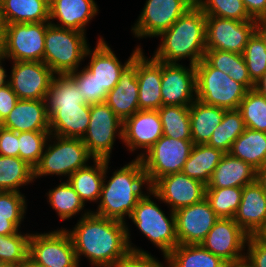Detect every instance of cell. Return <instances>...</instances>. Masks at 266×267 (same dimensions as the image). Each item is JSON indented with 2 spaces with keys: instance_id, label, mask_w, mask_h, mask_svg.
Listing matches in <instances>:
<instances>
[{
  "instance_id": "1f68e13d",
  "label": "cell",
  "mask_w": 266,
  "mask_h": 267,
  "mask_svg": "<svg viewBox=\"0 0 266 267\" xmlns=\"http://www.w3.org/2000/svg\"><path fill=\"white\" fill-rule=\"evenodd\" d=\"M94 164V167L86 166L78 169L67 179L84 204L88 200L97 201L101 195L105 173V159H94Z\"/></svg>"
},
{
  "instance_id": "681fc988",
  "label": "cell",
  "mask_w": 266,
  "mask_h": 267,
  "mask_svg": "<svg viewBox=\"0 0 266 267\" xmlns=\"http://www.w3.org/2000/svg\"><path fill=\"white\" fill-rule=\"evenodd\" d=\"M246 244L248 252L245 259L254 267H266V245L256 236H249Z\"/></svg>"
},
{
  "instance_id": "5bb4252c",
  "label": "cell",
  "mask_w": 266,
  "mask_h": 267,
  "mask_svg": "<svg viewBox=\"0 0 266 267\" xmlns=\"http://www.w3.org/2000/svg\"><path fill=\"white\" fill-rule=\"evenodd\" d=\"M195 0H147L132 27L133 33L140 37H156L171 25L194 4Z\"/></svg>"
},
{
  "instance_id": "7a4b0ae2",
  "label": "cell",
  "mask_w": 266,
  "mask_h": 267,
  "mask_svg": "<svg viewBox=\"0 0 266 267\" xmlns=\"http://www.w3.org/2000/svg\"><path fill=\"white\" fill-rule=\"evenodd\" d=\"M163 37L154 59L165 63L190 59L196 66L205 56L206 51V15L195 3L182 14L169 29L161 32Z\"/></svg>"
},
{
  "instance_id": "4fadbf2b",
  "label": "cell",
  "mask_w": 266,
  "mask_h": 267,
  "mask_svg": "<svg viewBox=\"0 0 266 267\" xmlns=\"http://www.w3.org/2000/svg\"><path fill=\"white\" fill-rule=\"evenodd\" d=\"M206 186L181 171L159 178L151 187H147V190L157 199L169 204L175 212L202 201L205 198Z\"/></svg>"
},
{
  "instance_id": "6f0895ef",
  "label": "cell",
  "mask_w": 266,
  "mask_h": 267,
  "mask_svg": "<svg viewBox=\"0 0 266 267\" xmlns=\"http://www.w3.org/2000/svg\"><path fill=\"white\" fill-rule=\"evenodd\" d=\"M254 89L266 97V72L255 82Z\"/></svg>"
},
{
  "instance_id": "277c9868",
  "label": "cell",
  "mask_w": 266,
  "mask_h": 267,
  "mask_svg": "<svg viewBox=\"0 0 266 267\" xmlns=\"http://www.w3.org/2000/svg\"><path fill=\"white\" fill-rule=\"evenodd\" d=\"M85 33L49 24L46 28L43 62L56 75L78 70L88 49Z\"/></svg>"
},
{
  "instance_id": "8992f818",
  "label": "cell",
  "mask_w": 266,
  "mask_h": 267,
  "mask_svg": "<svg viewBox=\"0 0 266 267\" xmlns=\"http://www.w3.org/2000/svg\"><path fill=\"white\" fill-rule=\"evenodd\" d=\"M193 145L192 140H178L163 135L147 154L137 156L143 163L148 186L151 187L163 176L181 172Z\"/></svg>"
},
{
  "instance_id": "680465c9",
  "label": "cell",
  "mask_w": 266,
  "mask_h": 267,
  "mask_svg": "<svg viewBox=\"0 0 266 267\" xmlns=\"http://www.w3.org/2000/svg\"><path fill=\"white\" fill-rule=\"evenodd\" d=\"M2 59L4 60L5 58L3 56H0V63H2ZM1 65L2 64H0V88L4 87L9 83V81H5L7 75L5 69Z\"/></svg>"
},
{
  "instance_id": "ab89813d",
  "label": "cell",
  "mask_w": 266,
  "mask_h": 267,
  "mask_svg": "<svg viewBox=\"0 0 266 267\" xmlns=\"http://www.w3.org/2000/svg\"><path fill=\"white\" fill-rule=\"evenodd\" d=\"M238 110L248 129L266 133V97L254 88L248 90Z\"/></svg>"
},
{
  "instance_id": "f35d334b",
  "label": "cell",
  "mask_w": 266,
  "mask_h": 267,
  "mask_svg": "<svg viewBox=\"0 0 266 267\" xmlns=\"http://www.w3.org/2000/svg\"><path fill=\"white\" fill-rule=\"evenodd\" d=\"M205 198L219 218L234 219L242 199V188H206Z\"/></svg>"
},
{
  "instance_id": "d6986e66",
  "label": "cell",
  "mask_w": 266,
  "mask_h": 267,
  "mask_svg": "<svg viewBox=\"0 0 266 267\" xmlns=\"http://www.w3.org/2000/svg\"><path fill=\"white\" fill-rule=\"evenodd\" d=\"M137 71L138 53L121 71L118 83L104 101L122 122L139 111Z\"/></svg>"
},
{
  "instance_id": "4dcf8cb0",
  "label": "cell",
  "mask_w": 266,
  "mask_h": 267,
  "mask_svg": "<svg viewBox=\"0 0 266 267\" xmlns=\"http://www.w3.org/2000/svg\"><path fill=\"white\" fill-rule=\"evenodd\" d=\"M164 258L168 267H223L227 264L201 244H178Z\"/></svg>"
},
{
  "instance_id": "ac0fdd59",
  "label": "cell",
  "mask_w": 266,
  "mask_h": 267,
  "mask_svg": "<svg viewBox=\"0 0 266 267\" xmlns=\"http://www.w3.org/2000/svg\"><path fill=\"white\" fill-rule=\"evenodd\" d=\"M174 214L179 244H200L219 220L206 198L178 209Z\"/></svg>"
},
{
  "instance_id": "f6af8a7d",
  "label": "cell",
  "mask_w": 266,
  "mask_h": 267,
  "mask_svg": "<svg viewBox=\"0 0 266 267\" xmlns=\"http://www.w3.org/2000/svg\"><path fill=\"white\" fill-rule=\"evenodd\" d=\"M243 57L251 80L257 82L266 72V47L256 33L249 39Z\"/></svg>"
},
{
  "instance_id": "a7ac6f4b",
  "label": "cell",
  "mask_w": 266,
  "mask_h": 267,
  "mask_svg": "<svg viewBox=\"0 0 266 267\" xmlns=\"http://www.w3.org/2000/svg\"><path fill=\"white\" fill-rule=\"evenodd\" d=\"M3 121H4V119L0 115V127H3Z\"/></svg>"
},
{
  "instance_id": "f546056e",
  "label": "cell",
  "mask_w": 266,
  "mask_h": 267,
  "mask_svg": "<svg viewBox=\"0 0 266 267\" xmlns=\"http://www.w3.org/2000/svg\"><path fill=\"white\" fill-rule=\"evenodd\" d=\"M224 154L222 150L207 144H194L182 172L207 185Z\"/></svg>"
},
{
  "instance_id": "94428289",
  "label": "cell",
  "mask_w": 266,
  "mask_h": 267,
  "mask_svg": "<svg viewBox=\"0 0 266 267\" xmlns=\"http://www.w3.org/2000/svg\"><path fill=\"white\" fill-rule=\"evenodd\" d=\"M263 244L266 245V226L255 235Z\"/></svg>"
},
{
  "instance_id": "d6a6232c",
  "label": "cell",
  "mask_w": 266,
  "mask_h": 267,
  "mask_svg": "<svg viewBox=\"0 0 266 267\" xmlns=\"http://www.w3.org/2000/svg\"><path fill=\"white\" fill-rule=\"evenodd\" d=\"M229 153L259 169L266 163V133L246 128L233 142Z\"/></svg>"
},
{
  "instance_id": "9a60e30c",
  "label": "cell",
  "mask_w": 266,
  "mask_h": 267,
  "mask_svg": "<svg viewBox=\"0 0 266 267\" xmlns=\"http://www.w3.org/2000/svg\"><path fill=\"white\" fill-rule=\"evenodd\" d=\"M9 84L21 100H45L54 76L52 70L37 61H13Z\"/></svg>"
},
{
  "instance_id": "7dc6e473",
  "label": "cell",
  "mask_w": 266,
  "mask_h": 267,
  "mask_svg": "<svg viewBox=\"0 0 266 267\" xmlns=\"http://www.w3.org/2000/svg\"><path fill=\"white\" fill-rule=\"evenodd\" d=\"M21 192L0 191V217L7 218L19 228L24 218L26 201Z\"/></svg>"
},
{
  "instance_id": "f1b7e54d",
  "label": "cell",
  "mask_w": 266,
  "mask_h": 267,
  "mask_svg": "<svg viewBox=\"0 0 266 267\" xmlns=\"http://www.w3.org/2000/svg\"><path fill=\"white\" fill-rule=\"evenodd\" d=\"M224 108L206 105L195 100L189 106L193 144H207L215 129L221 124Z\"/></svg>"
},
{
  "instance_id": "91938a15",
  "label": "cell",
  "mask_w": 266,
  "mask_h": 267,
  "mask_svg": "<svg viewBox=\"0 0 266 267\" xmlns=\"http://www.w3.org/2000/svg\"><path fill=\"white\" fill-rule=\"evenodd\" d=\"M18 267H45V266H42V265L37 264L36 262H34L32 259H30L28 257Z\"/></svg>"
},
{
  "instance_id": "f907efd6",
  "label": "cell",
  "mask_w": 266,
  "mask_h": 267,
  "mask_svg": "<svg viewBox=\"0 0 266 267\" xmlns=\"http://www.w3.org/2000/svg\"><path fill=\"white\" fill-rule=\"evenodd\" d=\"M18 133L0 127V155L9 157H19Z\"/></svg>"
},
{
  "instance_id": "e575fe53",
  "label": "cell",
  "mask_w": 266,
  "mask_h": 267,
  "mask_svg": "<svg viewBox=\"0 0 266 267\" xmlns=\"http://www.w3.org/2000/svg\"><path fill=\"white\" fill-rule=\"evenodd\" d=\"M34 180V168L19 157L0 155V191H15Z\"/></svg>"
},
{
  "instance_id": "e7e4bbea",
  "label": "cell",
  "mask_w": 266,
  "mask_h": 267,
  "mask_svg": "<svg viewBox=\"0 0 266 267\" xmlns=\"http://www.w3.org/2000/svg\"><path fill=\"white\" fill-rule=\"evenodd\" d=\"M4 30H0V56H2V34Z\"/></svg>"
},
{
  "instance_id": "e0dca14e",
  "label": "cell",
  "mask_w": 266,
  "mask_h": 267,
  "mask_svg": "<svg viewBox=\"0 0 266 267\" xmlns=\"http://www.w3.org/2000/svg\"><path fill=\"white\" fill-rule=\"evenodd\" d=\"M189 66L162 62V106L189 107L196 100V70L194 65Z\"/></svg>"
},
{
  "instance_id": "52a82bcc",
  "label": "cell",
  "mask_w": 266,
  "mask_h": 267,
  "mask_svg": "<svg viewBox=\"0 0 266 267\" xmlns=\"http://www.w3.org/2000/svg\"><path fill=\"white\" fill-rule=\"evenodd\" d=\"M144 195L136 204L130 219L139 230L159 247L167 256L179 243L176 236L175 214L171 210L170 219L149 198Z\"/></svg>"
},
{
  "instance_id": "30bf717a",
  "label": "cell",
  "mask_w": 266,
  "mask_h": 267,
  "mask_svg": "<svg viewBox=\"0 0 266 267\" xmlns=\"http://www.w3.org/2000/svg\"><path fill=\"white\" fill-rule=\"evenodd\" d=\"M117 132L123 139V122L111 108L105 102L91 105L90 122L82 141L93 160H109Z\"/></svg>"
},
{
  "instance_id": "603a6c76",
  "label": "cell",
  "mask_w": 266,
  "mask_h": 267,
  "mask_svg": "<svg viewBox=\"0 0 266 267\" xmlns=\"http://www.w3.org/2000/svg\"><path fill=\"white\" fill-rule=\"evenodd\" d=\"M162 61L144 57L138 52L137 80L139 86V110H158L162 107Z\"/></svg>"
},
{
  "instance_id": "74e56055",
  "label": "cell",
  "mask_w": 266,
  "mask_h": 267,
  "mask_svg": "<svg viewBox=\"0 0 266 267\" xmlns=\"http://www.w3.org/2000/svg\"><path fill=\"white\" fill-rule=\"evenodd\" d=\"M159 112L163 135L173 139L192 140L189 107L163 105Z\"/></svg>"
},
{
  "instance_id": "c3c4849f",
  "label": "cell",
  "mask_w": 266,
  "mask_h": 267,
  "mask_svg": "<svg viewBox=\"0 0 266 267\" xmlns=\"http://www.w3.org/2000/svg\"><path fill=\"white\" fill-rule=\"evenodd\" d=\"M113 267H164L151 254L136 253L130 251L124 258L119 260Z\"/></svg>"
},
{
  "instance_id": "3957f363",
  "label": "cell",
  "mask_w": 266,
  "mask_h": 267,
  "mask_svg": "<svg viewBox=\"0 0 266 267\" xmlns=\"http://www.w3.org/2000/svg\"><path fill=\"white\" fill-rule=\"evenodd\" d=\"M109 160H105L104 181L102 184L98 210L93 212L101 217L123 221L131 216L136 204L144 196L141 187L147 183L146 173L140 158L123 166L104 184Z\"/></svg>"
},
{
  "instance_id": "003e7915",
  "label": "cell",
  "mask_w": 266,
  "mask_h": 267,
  "mask_svg": "<svg viewBox=\"0 0 266 267\" xmlns=\"http://www.w3.org/2000/svg\"><path fill=\"white\" fill-rule=\"evenodd\" d=\"M223 267H237V263H227L225 266Z\"/></svg>"
},
{
  "instance_id": "2e32d148",
  "label": "cell",
  "mask_w": 266,
  "mask_h": 267,
  "mask_svg": "<svg viewBox=\"0 0 266 267\" xmlns=\"http://www.w3.org/2000/svg\"><path fill=\"white\" fill-rule=\"evenodd\" d=\"M248 237L234 219L219 218L200 244L226 263H237L245 258L242 250Z\"/></svg>"
},
{
  "instance_id": "11a10c76",
  "label": "cell",
  "mask_w": 266,
  "mask_h": 267,
  "mask_svg": "<svg viewBox=\"0 0 266 267\" xmlns=\"http://www.w3.org/2000/svg\"><path fill=\"white\" fill-rule=\"evenodd\" d=\"M255 33L261 38L266 47V19L256 20Z\"/></svg>"
},
{
  "instance_id": "ba28073f",
  "label": "cell",
  "mask_w": 266,
  "mask_h": 267,
  "mask_svg": "<svg viewBox=\"0 0 266 267\" xmlns=\"http://www.w3.org/2000/svg\"><path fill=\"white\" fill-rule=\"evenodd\" d=\"M56 138L55 144H50L41 156V160L34 168V178L43 175H67L68 178L78 169L87 166L86 162L93 156L89 153L87 147L81 138Z\"/></svg>"
},
{
  "instance_id": "836d02e7",
  "label": "cell",
  "mask_w": 266,
  "mask_h": 267,
  "mask_svg": "<svg viewBox=\"0 0 266 267\" xmlns=\"http://www.w3.org/2000/svg\"><path fill=\"white\" fill-rule=\"evenodd\" d=\"M204 59L213 67L227 74L232 80L243 84L248 90L254 88L243 54L220 50H206Z\"/></svg>"
},
{
  "instance_id": "cb8c5ba5",
  "label": "cell",
  "mask_w": 266,
  "mask_h": 267,
  "mask_svg": "<svg viewBox=\"0 0 266 267\" xmlns=\"http://www.w3.org/2000/svg\"><path fill=\"white\" fill-rule=\"evenodd\" d=\"M3 127L15 132H50L45 100L19 99L3 121Z\"/></svg>"
},
{
  "instance_id": "5b68a950",
  "label": "cell",
  "mask_w": 266,
  "mask_h": 267,
  "mask_svg": "<svg viewBox=\"0 0 266 267\" xmlns=\"http://www.w3.org/2000/svg\"><path fill=\"white\" fill-rule=\"evenodd\" d=\"M196 100L226 110L238 109L248 89L213 68L204 58L195 66Z\"/></svg>"
},
{
  "instance_id": "6125c7cd",
  "label": "cell",
  "mask_w": 266,
  "mask_h": 267,
  "mask_svg": "<svg viewBox=\"0 0 266 267\" xmlns=\"http://www.w3.org/2000/svg\"><path fill=\"white\" fill-rule=\"evenodd\" d=\"M237 267H254L245 258L237 262Z\"/></svg>"
},
{
  "instance_id": "7402d4cb",
  "label": "cell",
  "mask_w": 266,
  "mask_h": 267,
  "mask_svg": "<svg viewBox=\"0 0 266 267\" xmlns=\"http://www.w3.org/2000/svg\"><path fill=\"white\" fill-rule=\"evenodd\" d=\"M98 40L97 46L93 51H90L89 47L86 51L85 56L91 55V61L86 67L99 82L101 91L109 92L118 83L121 71L141 50V48L137 47L129 57L128 61L122 65L104 39L100 38Z\"/></svg>"
},
{
  "instance_id": "7c38bea8",
  "label": "cell",
  "mask_w": 266,
  "mask_h": 267,
  "mask_svg": "<svg viewBox=\"0 0 266 267\" xmlns=\"http://www.w3.org/2000/svg\"><path fill=\"white\" fill-rule=\"evenodd\" d=\"M256 20L238 21L206 16V50L243 54L255 33Z\"/></svg>"
},
{
  "instance_id": "4316f807",
  "label": "cell",
  "mask_w": 266,
  "mask_h": 267,
  "mask_svg": "<svg viewBox=\"0 0 266 267\" xmlns=\"http://www.w3.org/2000/svg\"><path fill=\"white\" fill-rule=\"evenodd\" d=\"M255 181V168L230 153H225L215 168L206 188H243Z\"/></svg>"
},
{
  "instance_id": "816d5d0a",
  "label": "cell",
  "mask_w": 266,
  "mask_h": 267,
  "mask_svg": "<svg viewBox=\"0 0 266 267\" xmlns=\"http://www.w3.org/2000/svg\"><path fill=\"white\" fill-rule=\"evenodd\" d=\"M18 100L9 83L0 88V115L3 119L9 115Z\"/></svg>"
},
{
  "instance_id": "6da1fadb",
  "label": "cell",
  "mask_w": 266,
  "mask_h": 267,
  "mask_svg": "<svg viewBox=\"0 0 266 267\" xmlns=\"http://www.w3.org/2000/svg\"><path fill=\"white\" fill-rule=\"evenodd\" d=\"M126 222L85 212L69 233L78 264L80 256L87 257L97 267H113L130 251L147 253L132 247Z\"/></svg>"
},
{
  "instance_id": "8fae6325",
  "label": "cell",
  "mask_w": 266,
  "mask_h": 267,
  "mask_svg": "<svg viewBox=\"0 0 266 267\" xmlns=\"http://www.w3.org/2000/svg\"><path fill=\"white\" fill-rule=\"evenodd\" d=\"M28 257L45 267H79L72 239L66 229L30 234Z\"/></svg>"
},
{
  "instance_id": "60d3db41",
  "label": "cell",
  "mask_w": 266,
  "mask_h": 267,
  "mask_svg": "<svg viewBox=\"0 0 266 267\" xmlns=\"http://www.w3.org/2000/svg\"><path fill=\"white\" fill-rule=\"evenodd\" d=\"M47 195L51 206L62 220L72 218V216L83 210L85 206L68 181L50 190Z\"/></svg>"
},
{
  "instance_id": "03108f58",
  "label": "cell",
  "mask_w": 266,
  "mask_h": 267,
  "mask_svg": "<svg viewBox=\"0 0 266 267\" xmlns=\"http://www.w3.org/2000/svg\"><path fill=\"white\" fill-rule=\"evenodd\" d=\"M0 267H18L12 264H4V263H0Z\"/></svg>"
},
{
  "instance_id": "484cf974",
  "label": "cell",
  "mask_w": 266,
  "mask_h": 267,
  "mask_svg": "<svg viewBox=\"0 0 266 267\" xmlns=\"http://www.w3.org/2000/svg\"><path fill=\"white\" fill-rule=\"evenodd\" d=\"M90 110L91 106L77 105L47 108L50 134L64 138L82 139L89 126Z\"/></svg>"
},
{
  "instance_id": "ee69618b",
  "label": "cell",
  "mask_w": 266,
  "mask_h": 267,
  "mask_svg": "<svg viewBox=\"0 0 266 267\" xmlns=\"http://www.w3.org/2000/svg\"><path fill=\"white\" fill-rule=\"evenodd\" d=\"M50 132H18L19 158L35 168L41 160Z\"/></svg>"
},
{
  "instance_id": "db71d44e",
  "label": "cell",
  "mask_w": 266,
  "mask_h": 267,
  "mask_svg": "<svg viewBox=\"0 0 266 267\" xmlns=\"http://www.w3.org/2000/svg\"><path fill=\"white\" fill-rule=\"evenodd\" d=\"M18 228L7 218L0 217V235H11L18 232Z\"/></svg>"
},
{
  "instance_id": "be15d7a7",
  "label": "cell",
  "mask_w": 266,
  "mask_h": 267,
  "mask_svg": "<svg viewBox=\"0 0 266 267\" xmlns=\"http://www.w3.org/2000/svg\"><path fill=\"white\" fill-rule=\"evenodd\" d=\"M5 24L2 18L1 5H0V30H4Z\"/></svg>"
},
{
  "instance_id": "9f6ffc18",
  "label": "cell",
  "mask_w": 266,
  "mask_h": 267,
  "mask_svg": "<svg viewBox=\"0 0 266 267\" xmlns=\"http://www.w3.org/2000/svg\"><path fill=\"white\" fill-rule=\"evenodd\" d=\"M256 181L262 186L266 194V163L256 170Z\"/></svg>"
},
{
  "instance_id": "83f0119b",
  "label": "cell",
  "mask_w": 266,
  "mask_h": 267,
  "mask_svg": "<svg viewBox=\"0 0 266 267\" xmlns=\"http://www.w3.org/2000/svg\"><path fill=\"white\" fill-rule=\"evenodd\" d=\"M4 24L49 22V0H0Z\"/></svg>"
},
{
  "instance_id": "9c48e42d",
  "label": "cell",
  "mask_w": 266,
  "mask_h": 267,
  "mask_svg": "<svg viewBox=\"0 0 266 267\" xmlns=\"http://www.w3.org/2000/svg\"><path fill=\"white\" fill-rule=\"evenodd\" d=\"M50 22L5 24L2 56L13 61L43 62L46 28Z\"/></svg>"
},
{
  "instance_id": "d590c367",
  "label": "cell",
  "mask_w": 266,
  "mask_h": 267,
  "mask_svg": "<svg viewBox=\"0 0 266 267\" xmlns=\"http://www.w3.org/2000/svg\"><path fill=\"white\" fill-rule=\"evenodd\" d=\"M245 129L244 120L238 109L225 110L221 124L215 129L207 145L229 153L233 142Z\"/></svg>"
},
{
  "instance_id": "f5cc1de1",
  "label": "cell",
  "mask_w": 266,
  "mask_h": 267,
  "mask_svg": "<svg viewBox=\"0 0 266 267\" xmlns=\"http://www.w3.org/2000/svg\"><path fill=\"white\" fill-rule=\"evenodd\" d=\"M248 14L255 20L266 19V0H242Z\"/></svg>"
},
{
  "instance_id": "bcb514c9",
  "label": "cell",
  "mask_w": 266,
  "mask_h": 267,
  "mask_svg": "<svg viewBox=\"0 0 266 267\" xmlns=\"http://www.w3.org/2000/svg\"><path fill=\"white\" fill-rule=\"evenodd\" d=\"M69 75L74 79L77 90L86 104L93 105L103 103L107 97V91H101L99 82L85 67L82 71H73Z\"/></svg>"
},
{
  "instance_id": "d4e9b609",
  "label": "cell",
  "mask_w": 266,
  "mask_h": 267,
  "mask_svg": "<svg viewBox=\"0 0 266 267\" xmlns=\"http://www.w3.org/2000/svg\"><path fill=\"white\" fill-rule=\"evenodd\" d=\"M98 12L97 4L94 0H49V20L58 19L60 26L85 32V25L96 16Z\"/></svg>"
},
{
  "instance_id": "b9f144b4",
  "label": "cell",
  "mask_w": 266,
  "mask_h": 267,
  "mask_svg": "<svg viewBox=\"0 0 266 267\" xmlns=\"http://www.w3.org/2000/svg\"><path fill=\"white\" fill-rule=\"evenodd\" d=\"M206 16L238 21L255 20L247 12L242 0H195Z\"/></svg>"
},
{
  "instance_id": "44dd1931",
  "label": "cell",
  "mask_w": 266,
  "mask_h": 267,
  "mask_svg": "<svg viewBox=\"0 0 266 267\" xmlns=\"http://www.w3.org/2000/svg\"><path fill=\"white\" fill-rule=\"evenodd\" d=\"M234 221L249 236H255L266 226V194L257 181L242 188V199Z\"/></svg>"
},
{
  "instance_id": "8d00e7d4",
  "label": "cell",
  "mask_w": 266,
  "mask_h": 267,
  "mask_svg": "<svg viewBox=\"0 0 266 267\" xmlns=\"http://www.w3.org/2000/svg\"><path fill=\"white\" fill-rule=\"evenodd\" d=\"M45 101L47 108L91 106L82 99L74 79L69 74H58V78L56 75L53 76Z\"/></svg>"
},
{
  "instance_id": "ffe728a7",
  "label": "cell",
  "mask_w": 266,
  "mask_h": 267,
  "mask_svg": "<svg viewBox=\"0 0 266 267\" xmlns=\"http://www.w3.org/2000/svg\"><path fill=\"white\" fill-rule=\"evenodd\" d=\"M163 136V126L157 110H139L123 122V141L133 152L148 150Z\"/></svg>"
},
{
  "instance_id": "7bdbcfd3",
  "label": "cell",
  "mask_w": 266,
  "mask_h": 267,
  "mask_svg": "<svg viewBox=\"0 0 266 267\" xmlns=\"http://www.w3.org/2000/svg\"><path fill=\"white\" fill-rule=\"evenodd\" d=\"M30 234L0 235V263L19 266L28 258Z\"/></svg>"
}]
</instances>
